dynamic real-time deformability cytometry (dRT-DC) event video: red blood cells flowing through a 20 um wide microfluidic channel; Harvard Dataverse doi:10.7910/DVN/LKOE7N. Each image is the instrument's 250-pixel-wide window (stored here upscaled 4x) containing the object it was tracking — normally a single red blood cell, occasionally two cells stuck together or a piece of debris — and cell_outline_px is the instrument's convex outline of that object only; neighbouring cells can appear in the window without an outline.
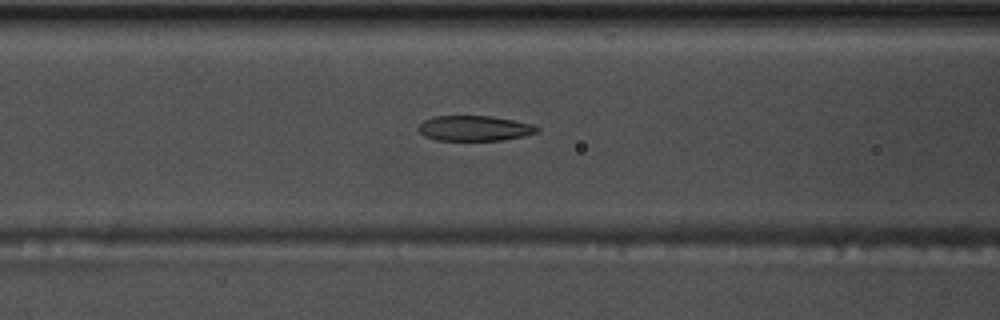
{"species": "common noctule bat (a hibernating species)", "species_latin": "Nyctalus noctula", "temperature_condition": "warm", "stored_images_in_passage": 50, "camera_frame_rate_fps": 3000, "um_per_image_px": 0.085, "animal": {"sex": "male", "body_mass_g": 17.5, "forearm_length_mm": 52.3}, "frame": {"image": 1, "passage_image": 17, "time_ms": 5.333, "image_size_px": [1000, 320], "cell_outline_px": [[540, 132], [524, 136], [500, 140], [436, 140], [424, 136], [416, 128], [424, 120], [436, 116], [492, 116], [532, 124], [540, 128]], "centroid_in_image_um": [40.34, 10.9], "position_along_channel_um": 126.3, "area_um2": 17.46}}
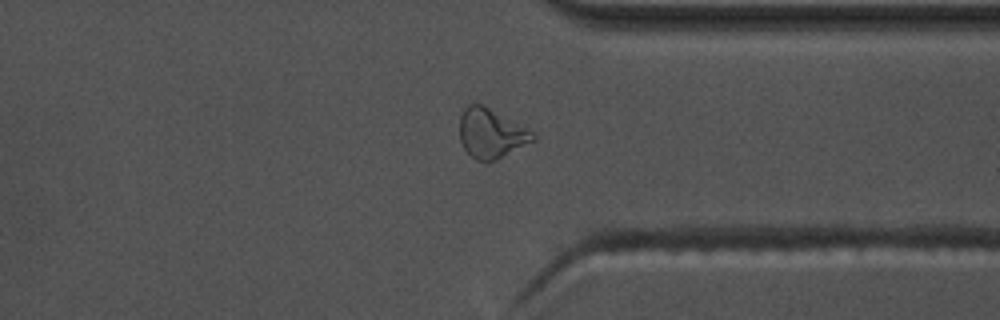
{"frame": {"image": 2, "passage_image": 37, "time_ms": 12.0, "image_size_px": [1000, 320], "cell_outline_px": [[536, 140], [496, 160], [476, 160], [464, 148], [460, 140], [460, 116], [464, 108], [468, 104], [480, 104], [488, 108], [532, 132], [536, 136]], "centroid_in_image_um": [41.72, 11.35], "position_along_channel_um": 369.7, "area_um2": 20.52}}
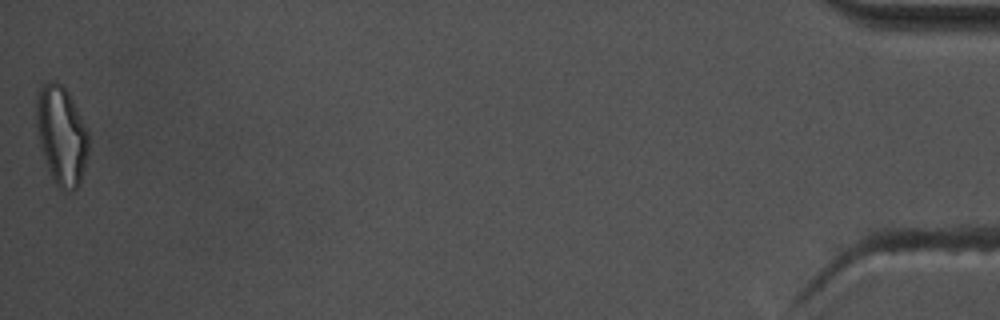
{"frame": {"image": 3, "passage_image": 50, "time_ms": 16.333, "image_size_px": [1000, 320], "cell_outline_px": [[88, 152], [84, 168], [80, 180], [76, 188], [72, 192], [64, 192], [52, 180], [40, 148], [36, 128], [36, 96], [40, 88], [44, 84], [52, 80], [56, 80], [68, 92], [88, 132]], "centroid_in_image_um": [5.2, 11.53], "position_along_channel_um": 430.0, "area_um2": 30.06}, "authors_computed_cell_mechanics": {"area_um2": 18.9006, "velocity_mm_per_s": 3.6858, "shape_relaxation_time_tau1_ms": 6.6276, "shape_relaxation_time_tau2_ms": 2.3549, "deformation_change_tau1": 0.2234, "deformation_change_tau2": 0.0977}}